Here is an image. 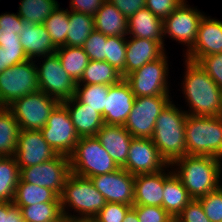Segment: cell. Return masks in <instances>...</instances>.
Listing matches in <instances>:
<instances>
[{
	"instance_id": "28",
	"label": "cell",
	"mask_w": 222,
	"mask_h": 222,
	"mask_svg": "<svg viewBox=\"0 0 222 222\" xmlns=\"http://www.w3.org/2000/svg\"><path fill=\"white\" fill-rule=\"evenodd\" d=\"M39 203H60L59 196L50 188L40 187L19 179L13 204L19 208Z\"/></svg>"
},
{
	"instance_id": "2",
	"label": "cell",
	"mask_w": 222,
	"mask_h": 222,
	"mask_svg": "<svg viewBox=\"0 0 222 222\" xmlns=\"http://www.w3.org/2000/svg\"><path fill=\"white\" fill-rule=\"evenodd\" d=\"M220 161L218 157L185 155L170 166H179L174 174L181 180L189 195L198 199L220 186Z\"/></svg>"
},
{
	"instance_id": "21",
	"label": "cell",
	"mask_w": 222,
	"mask_h": 222,
	"mask_svg": "<svg viewBox=\"0 0 222 222\" xmlns=\"http://www.w3.org/2000/svg\"><path fill=\"white\" fill-rule=\"evenodd\" d=\"M164 45L159 41L132 37L126 41L125 76L141 68L144 64L160 58Z\"/></svg>"
},
{
	"instance_id": "30",
	"label": "cell",
	"mask_w": 222,
	"mask_h": 222,
	"mask_svg": "<svg viewBox=\"0 0 222 222\" xmlns=\"http://www.w3.org/2000/svg\"><path fill=\"white\" fill-rule=\"evenodd\" d=\"M68 18L66 46L82 47L91 32L95 30L94 17L68 10Z\"/></svg>"
},
{
	"instance_id": "50",
	"label": "cell",
	"mask_w": 222,
	"mask_h": 222,
	"mask_svg": "<svg viewBox=\"0 0 222 222\" xmlns=\"http://www.w3.org/2000/svg\"><path fill=\"white\" fill-rule=\"evenodd\" d=\"M3 222H24L20 208L13 202H3Z\"/></svg>"
},
{
	"instance_id": "42",
	"label": "cell",
	"mask_w": 222,
	"mask_h": 222,
	"mask_svg": "<svg viewBox=\"0 0 222 222\" xmlns=\"http://www.w3.org/2000/svg\"><path fill=\"white\" fill-rule=\"evenodd\" d=\"M131 208V205L123 203L106 202L93 220L95 222H123L125 215Z\"/></svg>"
},
{
	"instance_id": "56",
	"label": "cell",
	"mask_w": 222,
	"mask_h": 222,
	"mask_svg": "<svg viewBox=\"0 0 222 222\" xmlns=\"http://www.w3.org/2000/svg\"><path fill=\"white\" fill-rule=\"evenodd\" d=\"M5 156H3L1 153H0V160L2 159V158H4Z\"/></svg>"
},
{
	"instance_id": "57",
	"label": "cell",
	"mask_w": 222,
	"mask_h": 222,
	"mask_svg": "<svg viewBox=\"0 0 222 222\" xmlns=\"http://www.w3.org/2000/svg\"><path fill=\"white\" fill-rule=\"evenodd\" d=\"M170 222H177L175 218H173Z\"/></svg>"
},
{
	"instance_id": "8",
	"label": "cell",
	"mask_w": 222,
	"mask_h": 222,
	"mask_svg": "<svg viewBox=\"0 0 222 222\" xmlns=\"http://www.w3.org/2000/svg\"><path fill=\"white\" fill-rule=\"evenodd\" d=\"M60 104L43 91L21 97L7 108L17 120L21 130H41L54 109Z\"/></svg>"
},
{
	"instance_id": "51",
	"label": "cell",
	"mask_w": 222,
	"mask_h": 222,
	"mask_svg": "<svg viewBox=\"0 0 222 222\" xmlns=\"http://www.w3.org/2000/svg\"><path fill=\"white\" fill-rule=\"evenodd\" d=\"M9 54H26L21 44L0 45Z\"/></svg>"
},
{
	"instance_id": "40",
	"label": "cell",
	"mask_w": 222,
	"mask_h": 222,
	"mask_svg": "<svg viewBox=\"0 0 222 222\" xmlns=\"http://www.w3.org/2000/svg\"><path fill=\"white\" fill-rule=\"evenodd\" d=\"M198 200L211 222H222V185Z\"/></svg>"
},
{
	"instance_id": "35",
	"label": "cell",
	"mask_w": 222,
	"mask_h": 222,
	"mask_svg": "<svg viewBox=\"0 0 222 222\" xmlns=\"http://www.w3.org/2000/svg\"><path fill=\"white\" fill-rule=\"evenodd\" d=\"M58 7L56 0H22L18 15L22 20L42 24Z\"/></svg>"
},
{
	"instance_id": "9",
	"label": "cell",
	"mask_w": 222,
	"mask_h": 222,
	"mask_svg": "<svg viewBox=\"0 0 222 222\" xmlns=\"http://www.w3.org/2000/svg\"><path fill=\"white\" fill-rule=\"evenodd\" d=\"M166 58L164 53L160 58L144 64L124 77L135 97L169 96Z\"/></svg>"
},
{
	"instance_id": "29",
	"label": "cell",
	"mask_w": 222,
	"mask_h": 222,
	"mask_svg": "<svg viewBox=\"0 0 222 222\" xmlns=\"http://www.w3.org/2000/svg\"><path fill=\"white\" fill-rule=\"evenodd\" d=\"M63 69L77 84L90 59L82 47L60 46L56 51Z\"/></svg>"
},
{
	"instance_id": "55",
	"label": "cell",
	"mask_w": 222,
	"mask_h": 222,
	"mask_svg": "<svg viewBox=\"0 0 222 222\" xmlns=\"http://www.w3.org/2000/svg\"><path fill=\"white\" fill-rule=\"evenodd\" d=\"M85 222H95L93 219L84 220Z\"/></svg>"
},
{
	"instance_id": "7",
	"label": "cell",
	"mask_w": 222,
	"mask_h": 222,
	"mask_svg": "<svg viewBox=\"0 0 222 222\" xmlns=\"http://www.w3.org/2000/svg\"><path fill=\"white\" fill-rule=\"evenodd\" d=\"M33 62L28 59L0 73V107H8L21 97L39 90L37 66Z\"/></svg>"
},
{
	"instance_id": "45",
	"label": "cell",
	"mask_w": 222,
	"mask_h": 222,
	"mask_svg": "<svg viewBox=\"0 0 222 222\" xmlns=\"http://www.w3.org/2000/svg\"><path fill=\"white\" fill-rule=\"evenodd\" d=\"M175 219L177 222H211L198 199H193Z\"/></svg>"
},
{
	"instance_id": "38",
	"label": "cell",
	"mask_w": 222,
	"mask_h": 222,
	"mask_svg": "<svg viewBox=\"0 0 222 222\" xmlns=\"http://www.w3.org/2000/svg\"><path fill=\"white\" fill-rule=\"evenodd\" d=\"M23 20L18 14L0 15V45L21 44L20 33Z\"/></svg>"
},
{
	"instance_id": "16",
	"label": "cell",
	"mask_w": 222,
	"mask_h": 222,
	"mask_svg": "<svg viewBox=\"0 0 222 222\" xmlns=\"http://www.w3.org/2000/svg\"><path fill=\"white\" fill-rule=\"evenodd\" d=\"M90 180L106 202L134 205L135 176L127 170L119 168L112 173L91 177Z\"/></svg>"
},
{
	"instance_id": "31",
	"label": "cell",
	"mask_w": 222,
	"mask_h": 222,
	"mask_svg": "<svg viewBox=\"0 0 222 222\" xmlns=\"http://www.w3.org/2000/svg\"><path fill=\"white\" fill-rule=\"evenodd\" d=\"M20 126L7 107H0V153L3 156H14Z\"/></svg>"
},
{
	"instance_id": "41",
	"label": "cell",
	"mask_w": 222,
	"mask_h": 222,
	"mask_svg": "<svg viewBox=\"0 0 222 222\" xmlns=\"http://www.w3.org/2000/svg\"><path fill=\"white\" fill-rule=\"evenodd\" d=\"M107 36L99 31H92L82 48L90 60L106 61Z\"/></svg>"
},
{
	"instance_id": "19",
	"label": "cell",
	"mask_w": 222,
	"mask_h": 222,
	"mask_svg": "<svg viewBox=\"0 0 222 222\" xmlns=\"http://www.w3.org/2000/svg\"><path fill=\"white\" fill-rule=\"evenodd\" d=\"M222 53V21L203 16L200 21L197 39L186 59L198 62L202 57Z\"/></svg>"
},
{
	"instance_id": "32",
	"label": "cell",
	"mask_w": 222,
	"mask_h": 222,
	"mask_svg": "<svg viewBox=\"0 0 222 222\" xmlns=\"http://www.w3.org/2000/svg\"><path fill=\"white\" fill-rule=\"evenodd\" d=\"M123 79L121 73L106 61L90 60L77 84L115 85Z\"/></svg>"
},
{
	"instance_id": "5",
	"label": "cell",
	"mask_w": 222,
	"mask_h": 222,
	"mask_svg": "<svg viewBox=\"0 0 222 222\" xmlns=\"http://www.w3.org/2000/svg\"><path fill=\"white\" fill-rule=\"evenodd\" d=\"M59 198L63 216L67 220L93 219L106 204L104 196L95 188L89 178L73 173L67 178ZM67 203L81 217L69 215L65 210Z\"/></svg>"
},
{
	"instance_id": "18",
	"label": "cell",
	"mask_w": 222,
	"mask_h": 222,
	"mask_svg": "<svg viewBox=\"0 0 222 222\" xmlns=\"http://www.w3.org/2000/svg\"><path fill=\"white\" fill-rule=\"evenodd\" d=\"M135 100L129 84L123 78L109 86V92L102 113L104 124L124 126Z\"/></svg>"
},
{
	"instance_id": "22",
	"label": "cell",
	"mask_w": 222,
	"mask_h": 222,
	"mask_svg": "<svg viewBox=\"0 0 222 222\" xmlns=\"http://www.w3.org/2000/svg\"><path fill=\"white\" fill-rule=\"evenodd\" d=\"M20 43L30 60L35 57H45L56 51L49 33L44 24H33L23 20L22 31L20 33ZM44 55V56H43Z\"/></svg>"
},
{
	"instance_id": "49",
	"label": "cell",
	"mask_w": 222,
	"mask_h": 222,
	"mask_svg": "<svg viewBox=\"0 0 222 222\" xmlns=\"http://www.w3.org/2000/svg\"><path fill=\"white\" fill-rule=\"evenodd\" d=\"M28 59L26 54H9L0 46V73L11 66Z\"/></svg>"
},
{
	"instance_id": "39",
	"label": "cell",
	"mask_w": 222,
	"mask_h": 222,
	"mask_svg": "<svg viewBox=\"0 0 222 222\" xmlns=\"http://www.w3.org/2000/svg\"><path fill=\"white\" fill-rule=\"evenodd\" d=\"M126 38L120 36H107L106 62L125 77Z\"/></svg>"
},
{
	"instance_id": "10",
	"label": "cell",
	"mask_w": 222,
	"mask_h": 222,
	"mask_svg": "<svg viewBox=\"0 0 222 222\" xmlns=\"http://www.w3.org/2000/svg\"><path fill=\"white\" fill-rule=\"evenodd\" d=\"M169 102V96L135 97L132 109L124 124L125 129L132 137L151 139L156 119Z\"/></svg>"
},
{
	"instance_id": "17",
	"label": "cell",
	"mask_w": 222,
	"mask_h": 222,
	"mask_svg": "<svg viewBox=\"0 0 222 222\" xmlns=\"http://www.w3.org/2000/svg\"><path fill=\"white\" fill-rule=\"evenodd\" d=\"M57 155L40 130H20L14 155L19 168L47 162Z\"/></svg>"
},
{
	"instance_id": "24",
	"label": "cell",
	"mask_w": 222,
	"mask_h": 222,
	"mask_svg": "<svg viewBox=\"0 0 222 222\" xmlns=\"http://www.w3.org/2000/svg\"><path fill=\"white\" fill-rule=\"evenodd\" d=\"M135 175L134 205L162 207L164 172Z\"/></svg>"
},
{
	"instance_id": "47",
	"label": "cell",
	"mask_w": 222,
	"mask_h": 222,
	"mask_svg": "<svg viewBox=\"0 0 222 222\" xmlns=\"http://www.w3.org/2000/svg\"><path fill=\"white\" fill-rule=\"evenodd\" d=\"M110 1L127 19L138 10L145 8L146 0H108Z\"/></svg>"
},
{
	"instance_id": "43",
	"label": "cell",
	"mask_w": 222,
	"mask_h": 222,
	"mask_svg": "<svg viewBox=\"0 0 222 222\" xmlns=\"http://www.w3.org/2000/svg\"><path fill=\"white\" fill-rule=\"evenodd\" d=\"M139 222H170L173 218L159 206L133 205Z\"/></svg>"
},
{
	"instance_id": "20",
	"label": "cell",
	"mask_w": 222,
	"mask_h": 222,
	"mask_svg": "<svg viewBox=\"0 0 222 222\" xmlns=\"http://www.w3.org/2000/svg\"><path fill=\"white\" fill-rule=\"evenodd\" d=\"M96 137L118 167L122 168L128 157L133 138L131 134L124 126L104 124Z\"/></svg>"
},
{
	"instance_id": "52",
	"label": "cell",
	"mask_w": 222,
	"mask_h": 222,
	"mask_svg": "<svg viewBox=\"0 0 222 222\" xmlns=\"http://www.w3.org/2000/svg\"><path fill=\"white\" fill-rule=\"evenodd\" d=\"M123 222H139L136 211L131 208L127 214L125 215V218Z\"/></svg>"
},
{
	"instance_id": "44",
	"label": "cell",
	"mask_w": 222,
	"mask_h": 222,
	"mask_svg": "<svg viewBox=\"0 0 222 222\" xmlns=\"http://www.w3.org/2000/svg\"><path fill=\"white\" fill-rule=\"evenodd\" d=\"M198 63L222 90V53L204 56Z\"/></svg>"
},
{
	"instance_id": "33",
	"label": "cell",
	"mask_w": 222,
	"mask_h": 222,
	"mask_svg": "<svg viewBox=\"0 0 222 222\" xmlns=\"http://www.w3.org/2000/svg\"><path fill=\"white\" fill-rule=\"evenodd\" d=\"M20 179V169L14 156L0 160V202H13Z\"/></svg>"
},
{
	"instance_id": "23",
	"label": "cell",
	"mask_w": 222,
	"mask_h": 222,
	"mask_svg": "<svg viewBox=\"0 0 222 222\" xmlns=\"http://www.w3.org/2000/svg\"><path fill=\"white\" fill-rule=\"evenodd\" d=\"M62 104L67 108L75 130L80 138L95 137L97 132L104 125L103 117L98 111L91 107H87V104H82L74 97L62 102Z\"/></svg>"
},
{
	"instance_id": "34",
	"label": "cell",
	"mask_w": 222,
	"mask_h": 222,
	"mask_svg": "<svg viewBox=\"0 0 222 222\" xmlns=\"http://www.w3.org/2000/svg\"><path fill=\"white\" fill-rule=\"evenodd\" d=\"M24 222H62L61 203H37L20 208Z\"/></svg>"
},
{
	"instance_id": "46",
	"label": "cell",
	"mask_w": 222,
	"mask_h": 222,
	"mask_svg": "<svg viewBox=\"0 0 222 222\" xmlns=\"http://www.w3.org/2000/svg\"><path fill=\"white\" fill-rule=\"evenodd\" d=\"M184 0H146L145 8L164 21Z\"/></svg>"
},
{
	"instance_id": "26",
	"label": "cell",
	"mask_w": 222,
	"mask_h": 222,
	"mask_svg": "<svg viewBox=\"0 0 222 222\" xmlns=\"http://www.w3.org/2000/svg\"><path fill=\"white\" fill-rule=\"evenodd\" d=\"M93 17L96 31L106 36L128 35V19L110 1L106 0Z\"/></svg>"
},
{
	"instance_id": "36",
	"label": "cell",
	"mask_w": 222,
	"mask_h": 222,
	"mask_svg": "<svg viewBox=\"0 0 222 222\" xmlns=\"http://www.w3.org/2000/svg\"><path fill=\"white\" fill-rule=\"evenodd\" d=\"M76 84L74 98L87 107L98 111L101 115L105 109V102L109 92V86L105 84Z\"/></svg>"
},
{
	"instance_id": "4",
	"label": "cell",
	"mask_w": 222,
	"mask_h": 222,
	"mask_svg": "<svg viewBox=\"0 0 222 222\" xmlns=\"http://www.w3.org/2000/svg\"><path fill=\"white\" fill-rule=\"evenodd\" d=\"M186 155L222 159V115H187L185 124Z\"/></svg>"
},
{
	"instance_id": "11",
	"label": "cell",
	"mask_w": 222,
	"mask_h": 222,
	"mask_svg": "<svg viewBox=\"0 0 222 222\" xmlns=\"http://www.w3.org/2000/svg\"><path fill=\"white\" fill-rule=\"evenodd\" d=\"M44 140L57 153L70 156L78 143V136L67 108L60 103L40 130Z\"/></svg>"
},
{
	"instance_id": "15",
	"label": "cell",
	"mask_w": 222,
	"mask_h": 222,
	"mask_svg": "<svg viewBox=\"0 0 222 222\" xmlns=\"http://www.w3.org/2000/svg\"><path fill=\"white\" fill-rule=\"evenodd\" d=\"M185 0L163 21L164 36L168 34L176 41H179L192 48L197 39V32L203 14L197 9L188 8Z\"/></svg>"
},
{
	"instance_id": "37",
	"label": "cell",
	"mask_w": 222,
	"mask_h": 222,
	"mask_svg": "<svg viewBox=\"0 0 222 222\" xmlns=\"http://www.w3.org/2000/svg\"><path fill=\"white\" fill-rule=\"evenodd\" d=\"M43 24L56 48L66 45V35L69 24L68 9L61 10L58 5L52 14L45 19Z\"/></svg>"
},
{
	"instance_id": "1",
	"label": "cell",
	"mask_w": 222,
	"mask_h": 222,
	"mask_svg": "<svg viewBox=\"0 0 222 222\" xmlns=\"http://www.w3.org/2000/svg\"><path fill=\"white\" fill-rule=\"evenodd\" d=\"M186 73L184 76V93L189 107L187 114L196 116L222 115V90L211 79L206 71L194 62L186 59ZM192 111V112H191Z\"/></svg>"
},
{
	"instance_id": "6",
	"label": "cell",
	"mask_w": 222,
	"mask_h": 222,
	"mask_svg": "<svg viewBox=\"0 0 222 222\" xmlns=\"http://www.w3.org/2000/svg\"><path fill=\"white\" fill-rule=\"evenodd\" d=\"M69 158L71 173L89 179L119 169L96 136L80 138Z\"/></svg>"
},
{
	"instance_id": "25",
	"label": "cell",
	"mask_w": 222,
	"mask_h": 222,
	"mask_svg": "<svg viewBox=\"0 0 222 222\" xmlns=\"http://www.w3.org/2000/svg\"><path fill=\"white\" fill-rule=\"evenodd\" d=\"M128 34L136 38L159 41L163 45V20L147 8L140 9L128 19Z\"/></svg>"
},
{
	"instance_id": "48",
	"label": "cell",
	"mask_w": 222,
	"mask_h": 222,
	"mask_svg": "<svg viewBox=\"0 0 222 222\" xmlns=\"http://www.w3.org/2000/svg\"><path fill=\"white\" fill-rule=\"evenodd\" d=\"M106 0H71V11L94 16Z\"/></svg>"
},
{
	"instance_id": "12",
	"label": "cell",
	"mask_w": 222,
	"mask_h": 222,
	"mask_svg": "<svg viewBox=\"0 0 222 222\" xmlns=\"http://www.w3.org/2000/svg\"><path fill=\"white\" fill-rule=\"evenodd\" d=\"M19 169L21 181L50 188L58 196L71 174L70 158L63 154H58L47 162Z\"/></svg>"
},
{
	"instance_id": "27",
	"label": "cell",
	"mask_w": 222,
	"mask_h": 222,
	"mask_svg": "<svg viewBox=\"0 0 222 222\" xmlns=\"http://www.w3.org/2000/svg\"><path fill=\"white\" fill-rule=\"evenodd\" d=\"M193 200L182 184L181 180L174 174L164 173V192L162 208L172 218H176L181 211Z\"/></svg>"
},
{
	"instance_id": "14",
	"label": "cell",
	"mask_w": 222,
	"mask_h": 222,
	"mask_svg": "<svg viewBox=\"0 0 222 222\" xmlns=\"http://www.w3.org/2000/svg\"><path fill=\"white\" fill-rule=\"evenodd\" d=\"M169 166L151 139L133 137L125 165L132 175L154 174Z\"/></svg>"
},
{
	"instance_id": "54",
	"label": "cell",
	"mask_w": 222,
	"mask_h": 222,
	"mask_svg": "<svg viewBox=\"0 0 222 222\" xmlns=\"http://www.w3.org/2000/svg\"><path fill=\"white\" fill-rule=\"evenodd\" d=\"M62 222H85V221H81V220H67V219H64Z\"/></svg>"
},
{
	"instance_id": "53",
	"label": "cell",
	"mask_w": 222,
	"mask_h": 222,
	"mask_svg": "<svg viewBox=\"0 0 222 222\" xmlns=\"http://www.w3.org/2000/svg\"><path fill=\"white\" fill-rule=\"evenodd\" d=\"M0 222H3V202H0Z\"/></svg>"
},
{
	"instance_id": "3",
	"label": "cell",
	"mask_w": 222,
	"mask_h": 222,
	"mask_svg": "<svg viewBox=\"0 0 222 222\" xmlns=\"http://www.w3.org/2000/svg\"><path fill=\"white\" fill-rule=\"evenodd\" d=\"M179 110L170 101L156 119L151 138L168 165L186 155L185 124L188 114Z\"/></svg>"
},
{
	"instance_id": "13",
	"label": "cell",
	"mask_w": 222,
	"mask_h": 222,
	"mask_svg": "<svg viewBox=\"0 0 222 222\" xmlns=\"http://www.w3.org/2000/svg\"><path fill=\"white\" fill-rule=\"evenodd\" d=\"M46 60L37 67L39 90L60 103L74 97L76 83L63 69L56 52L46 55Z\"/></svg>"
}]
</instances>
